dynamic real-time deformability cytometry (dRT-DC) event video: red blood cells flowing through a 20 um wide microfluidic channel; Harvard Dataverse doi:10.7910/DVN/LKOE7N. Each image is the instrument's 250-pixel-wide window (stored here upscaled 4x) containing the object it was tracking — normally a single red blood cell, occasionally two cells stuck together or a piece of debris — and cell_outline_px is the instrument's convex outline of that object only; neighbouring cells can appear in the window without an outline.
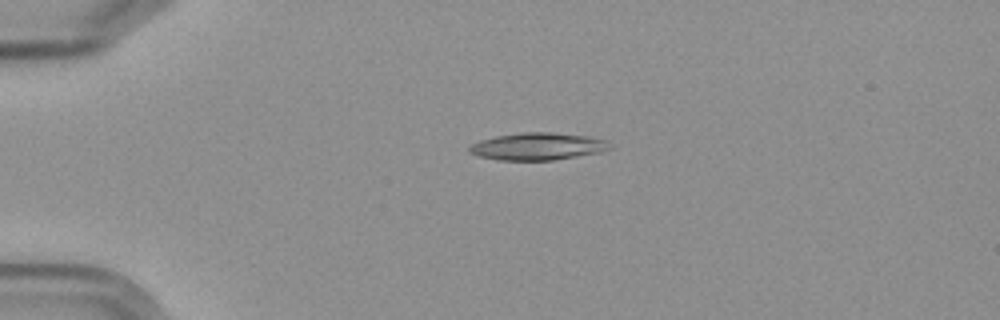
{"species": "Egyptian fruit bat (a non-hibernating species)", "species_latin": "Rousettus aegyptiacus", "temperature_condition": "cold", "stored_images_in_passage": 5, "camera_frame_rate_fps": 3000, "um_per_image_px": 0.085, "frame": {"image": 1, "passage_image": 4, "time_ms": 3.667, "image_size_px": [1000, 320], "cell_outline_px": [[612, 148], [600, 152], [556, 160], [500, 160], [480, 156], [468, 152], [468, 148], [472, 144], [480, 140], [496, 136], [524, 132], [552, 132], [588, 136], [608, 140], [612, 144]], "centroid_in_image_um": [45.75, 12.44], "position_along_channel_um": 39.2, "area_um2": 22.43}}